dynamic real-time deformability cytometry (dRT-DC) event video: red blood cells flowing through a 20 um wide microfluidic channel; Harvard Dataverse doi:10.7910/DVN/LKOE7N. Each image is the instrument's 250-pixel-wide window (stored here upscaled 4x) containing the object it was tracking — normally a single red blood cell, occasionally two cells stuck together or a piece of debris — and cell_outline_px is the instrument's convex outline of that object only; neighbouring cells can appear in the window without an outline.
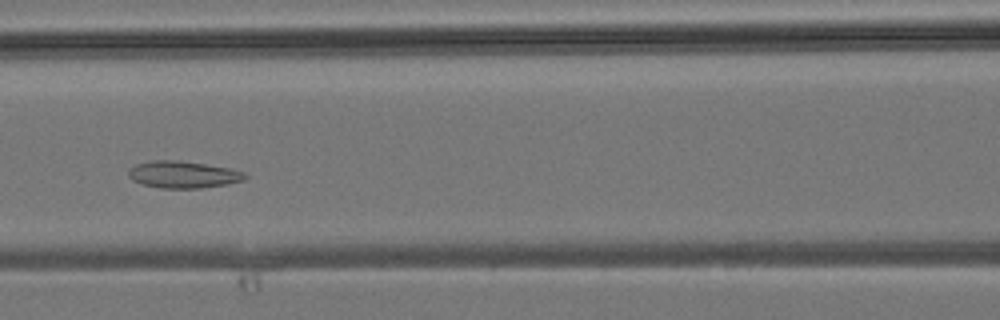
{"species": "common noctule bat (a hibernating species)", "species_latin": "Nyctalus noctula", "temperature_condition": "room temperature", "stored_images_in_passage": 40, "camera_frame_rate_fps": 3000, "um_per_image_px": 0.085, "animal": {"sex": "male", "body_mass_g": 19.2, "forearm_length_mm": 51.8}, "frame": {"image": 1, "passage_image": 16, "time_ms": 5.0, "image_size_px": [1000, 320], "cell_outline_px": [[248, 176], [244, 180], [228, 184], [200, 188], [160, 188], [144, 184], [132, 180], [128, 176], [128, 168], [136, 164], [152, 160], [180, 160], [228, 168], [244, 172]], "centroid_in_image_um": [15.55, 14.83], "position_along_channel_um": 151.1, "area_um2": 18.32}}
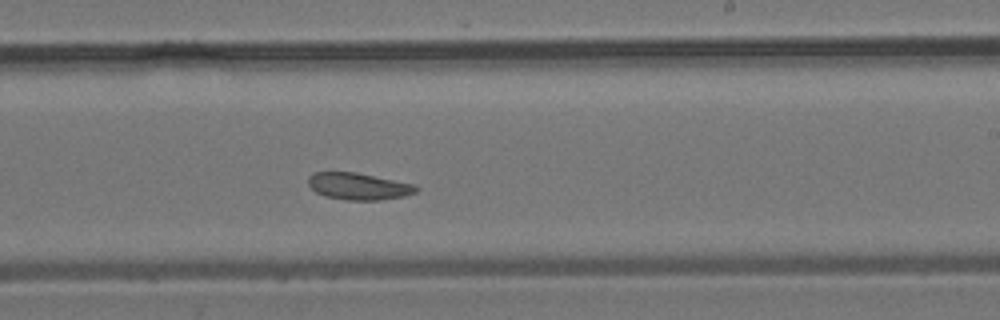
{"frame": {"image": 2, "passage_image": 23, "time_ms": 7.333, "image_size_px": [1000, 320], "cell_outline_px": [[420, 188], [416, 192], [404, 196], [380, 200], [348, 200], [324, 196], [316, 192], [308, 184], [308, 176], [312, 172], [356, 172], [416, 184]], "centroid_in_image_um": [30.49, 15.83], "position_along_channel_um": 258.5, "area_um2": 17.05}}
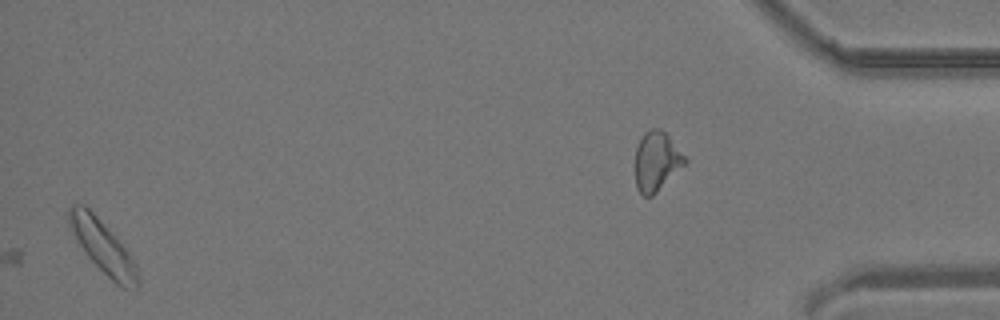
{"frame": {"image": 3, "passage_image": 40, "time_ms": 13.0, "image_size_px": [1000, 320], "cell_outline_px": [[140, 284], [136, 288], [124, 288], [116, 284], [84, 252], [68, 220], [68, 208], [72, 204], [84, 204], [116, 236], [132, 260], [136, 268], [140, 280]], "centroid_in_image_um": [8.75, 20.98], "position_along_channel_um": 426.5, "area_um2": 20.29}}